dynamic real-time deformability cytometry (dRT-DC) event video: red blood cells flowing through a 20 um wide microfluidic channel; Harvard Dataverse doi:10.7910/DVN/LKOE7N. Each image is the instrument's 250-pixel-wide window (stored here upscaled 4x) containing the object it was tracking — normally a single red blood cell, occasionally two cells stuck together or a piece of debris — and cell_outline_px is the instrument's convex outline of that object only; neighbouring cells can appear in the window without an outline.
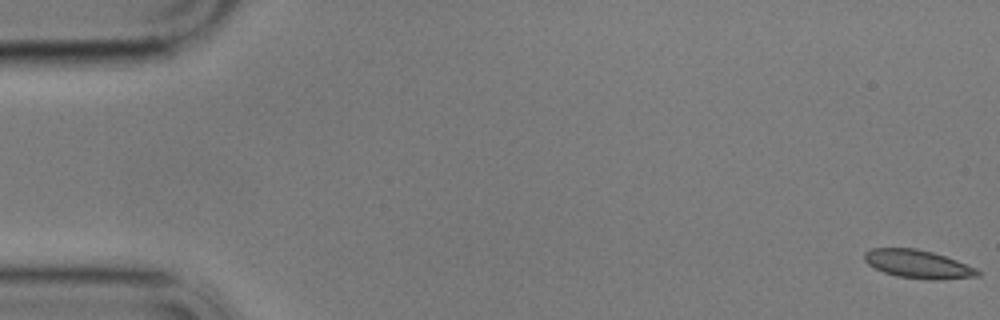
{"species": "common noctule bat (a hibernating species)", "species_latin": "Nyctalus noctula", "temperature_condition": "cold", "stored_images_in_passage": 60, "camera_frame_rate_fps": 3000, "um_per_image_px": 0.085, "animal": {"sex": "male", "body_mass_g": 17.9}, "frame": {"image": 1, "passage_image": 1, "time_ms": 0.0, "image_size_px": [1000, 320], "cell_outline_px": [[980, 276], [940, 280], [928, 280], [896, 276], [884, 272], [868, 264], [864, 260], [864, 252], [872, 248], [916, 248], [932, 252], [956, 260], [976, 268], [980, 272]], "centroid_in_image_um": [78.03, 22.46], "position_along_channel_um": 7.0, "area_um2": 18.67}}
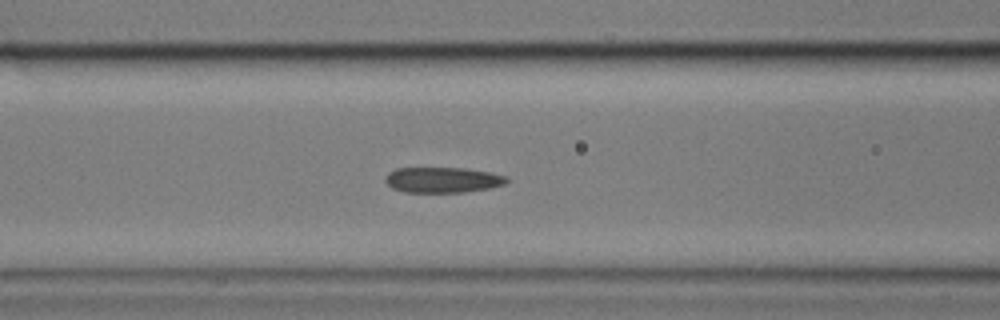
{"frame": {"image": 2, "passage_image": 24, "time_ms": 7.667, "image_size_px": [1000, 320], "cell_outline_px": [[508, 180], [504, 184], [488, 188], [464, 192], [404, 192], [392, 188], [384, 180], [384, 176], [388, 172], [396, 168], [464, 168], [492, 172], [508, 176]], "centroid_in_image_um": [37.61, 15.28], "position_along_channel_um": 129.0, "area_um2": 18.15}}
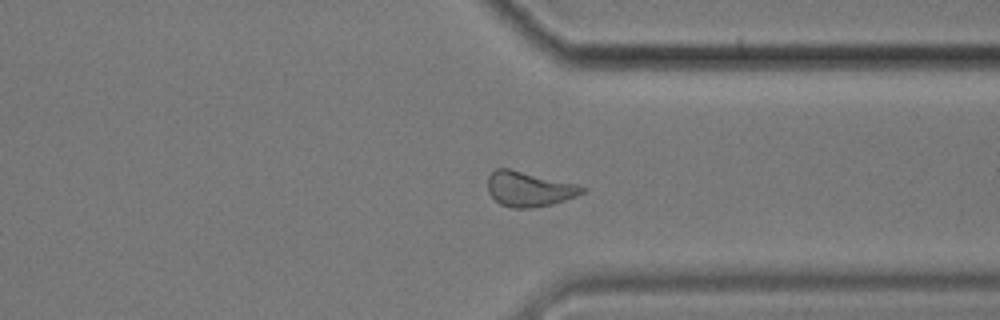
{"frame": {"image": 3, "passage_image": 45, "time_ms": 14.667, "image_size_px": [1000, 320], "cell_outline_px": [[584, 192], [576, 196], [552, 204], [532, 208], [512, 208], [500, 204], [488, 192], [488, 176], [496, 168], [508, 168], [576, 184], [584, 188]], "centroid_in_image_um": [44.93, 16.07], "position_along_channel_um": 366.5, "area_um2": 19.02}, "authors_computed_cell_mechanics": {"area_um2": 18.6694, "velocity_mm_per_s": 3.4046, "shape_relaxation_time_tau1_ms": null, "shape_relaxation_time_tau2_ms": 2.2801, "deformation_change_tau1": null, "deformation_change_tau2": 0.0777}}